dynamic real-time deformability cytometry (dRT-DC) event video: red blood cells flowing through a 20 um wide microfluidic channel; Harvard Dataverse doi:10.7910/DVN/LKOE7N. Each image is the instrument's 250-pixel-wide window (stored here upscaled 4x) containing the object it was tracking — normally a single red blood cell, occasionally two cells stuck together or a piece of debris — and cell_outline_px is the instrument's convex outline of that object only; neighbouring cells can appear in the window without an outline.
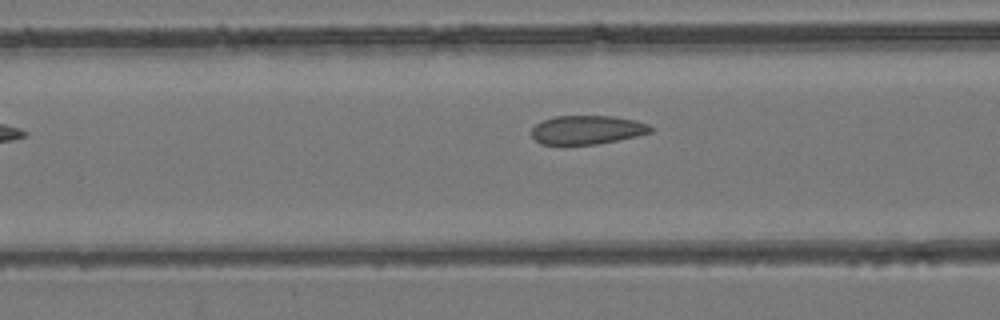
{"species": "common noctule bat (a hibernating species)", "species_latin": "Nyctalus noctula", "temperature_condition": "room temperature", "stored_images_in_passage": 26, "camera_frame_rate_fps": 3000, "um_per_image_px": 0.085, "animal": {"sex": "female", "body_mass_g": 24.6, "forearm_length_mm": 56.2}, "frame": {"image": 1, "passage_image": 5, "time_ms": 1.333, "image_size_px": [1000, 320], "cell_outline_px": [[652, 132], [636, 136], [600, 144], [540, 144], [532, 136], [532, 128], [536, 124], [544, 120], [556, 116], [612, 116], [636, 120], [648, 124], [652, 128]], "centroid_in_image_um": [49.92, 11.03], "position_along_channel_um": 116.7, "area_um2": 19.88}}
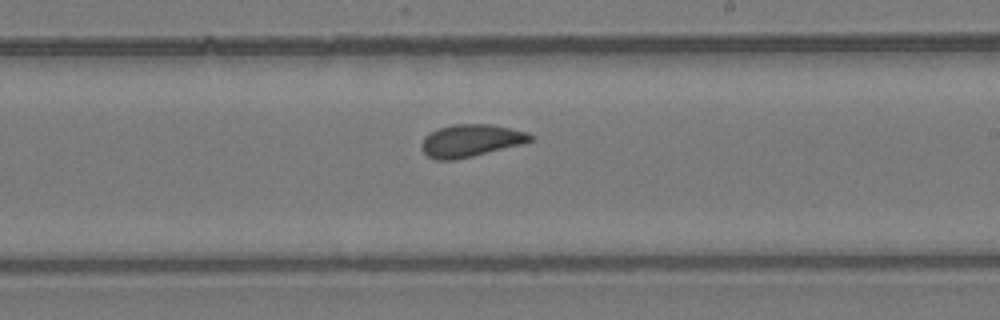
{"frame": {"image": 2, "passage_image": 14, "time_ms": 4.333, "image_size_px": [1000, 320], "cell_outline_px": [[536, 136], [532, 140], [520, 144], [456, 160], [436, 160], [428, 156], [424, 152], [420, 144], [424, 136], [440, 128], [452, 124], [492, 124], [528, 132]], "centroid_in_image_um": [40.01, 11.94], "position_along_channel_um": 249.0, "area_um2": 20.46}}
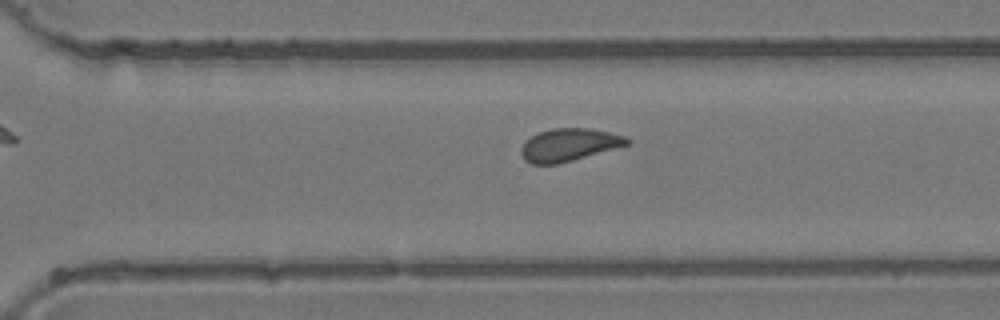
{"frame": {"image": 3, "passage_image": 19, "time_ms": 6.0, "image_size_px": [1000, 320], "cell_outline_px": [[632, 140], [628, 144], [572, 160], [556, 164], [532, 164], [524, 160], [520, 152], [520, 148], [524, 140], [540, 132], [552, 128], [588, 128], [608, 132], [624, 136]], "centroid_in_image_um": [48.3, 12.31], "position_along_channel_um": 322.3, "area_um2": 19.94}}